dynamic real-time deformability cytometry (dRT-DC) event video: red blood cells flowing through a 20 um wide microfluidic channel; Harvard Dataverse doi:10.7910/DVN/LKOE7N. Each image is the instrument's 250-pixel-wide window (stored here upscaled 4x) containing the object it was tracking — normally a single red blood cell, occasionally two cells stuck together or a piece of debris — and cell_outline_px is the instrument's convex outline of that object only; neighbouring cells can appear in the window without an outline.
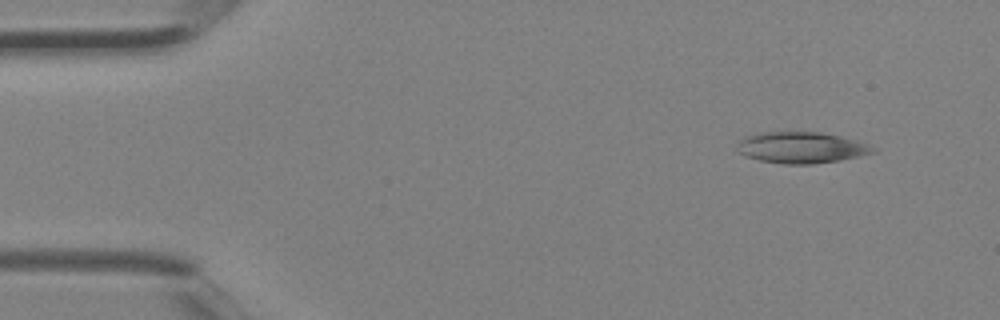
{"species": "Egyptian fruit bat (a non-hibernating species)", "species_latin": "Rousettus aegyptiacus", "temperature_condition": "room temperature", "stored_images_in_passage": 3, "camera_frame_rate_fps": 3000, "um_per_image_px": 0.085, "animal": {"sex": "female"}, "frame": {"image": 1, "passage_image": 2, "time_ms": 0.333, "image_size_px": [1000, 320], "cell_outline_px": [[876, 152], [836, 160], [812, 164], [784, 164], [760, 160], [744, 156], [736, 152], [736, 148], [740, 140], [744, 136], [760, 132], [820, 132], [840, 136], [856, 140], [868, 144], [876, 148]], "centroid_in_image_um": [68.05, 12.53], "position_along_channel_um": 17.0, "area_um2": 24.68}}